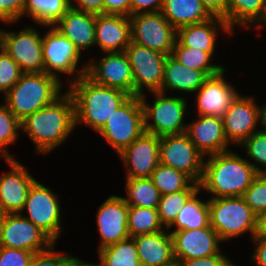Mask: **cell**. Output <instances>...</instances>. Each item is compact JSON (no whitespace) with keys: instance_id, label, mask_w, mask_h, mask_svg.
Returning a JSON list of instances; mask_svg holds the SVG:
<instances>
[{"instance_id":"cell-1","label":"cell","mask_w":266,"mask_h":266,"mask_svg":"<svg viewBox=\"0 0 266 266\" xmlns=\"http://www.w3.org/2000/svg\"><path fill=\"white\" fill-rule=\"evenodd\" d=\"M21 130L31 139L36 154H49L61 146L76 129L72 96L66 91L52 104L20 121Z\"/></svg>"},{"instance_id":"cell-2","label":"cell","mask_w":266,"mask_h":266,"mask_svg":"<svg viewBox=\"0 0 266 266\" xmlns=\"http://www.w3.org/2000/svg\"><path fill=\"white\" fill-rule=\"evenodd\" d=\"M257 175L247 157L245 159L231 149L206 158L200 189L211 193L210 198L239 197Z\"/></svg>"},{"instance_id":"cell-3","label":"cell","mask_w":266,"mask_h":266,"mask_svg":"<svg viewBox=\"0 0 266 266\" xmlns=\"http://www.w3.org/2000/svg\"><path fill=\"white\" fill-rule=\"evenodd\" d=\"M66 90L73 98L75 127L80 123L98 132L114 111L130 95L126 92L94 83L86 75L71 82Z\"/></svg>"},{"instance_id":"cell-4","label":"cell","mask_w":266,"mask_h":266,"mask_svg":"<svg viewBox=\"0 0 266 266\" xmlns=\"http://www.w3.org/2000/svg\"><path fill=\"white\" fill-rule=\"evenodd\" d=\"M62 82L45 72L23 73L19 81L3 96V103L22 121L59 98L63 93Z\"/></svg>"},{"instance_id":"cell-5","label":"cell","mask_w":266,"mask_h":266,"mask_svg":"<svg viewBox=\"0 0 266 266\" xmlns=\"http://www.w3.org/2000/svg\"><path fill=\"white\" fill-rule=\"evenodd\" d=\"M208 205L210 226L223 242L248 232L255 236L257 215L242 196L209 198Z\"/></svg>"},{"instance_id":"cell-6","label":"cell","mask_w":266,"mask_h":266,"mask_svg":"<svg viewBox=\"0 0 266 266\" xmlns=\"http://www.w3.org/2000/svg\"><path fill=\"white\" fill-rule=\"evenodd\" d=\"M154 100L148 104L145 94L140 95L144 110L145 132L158 137L186 133L187 98L151 92ZM152 120V121H151Z\"/></svg>"},{"instance_id":"cell-7","label":"cell","mask_w":266,"mask_h":266,"mask_svg":"<svg viewBox=\"0 0 266 266\" xmlns=\"http://www.w3.org/2000/svg\"><path fill=\"white\" fill-rule=\"evenodd\" d=\"M144 132L142 101L134 95L114 111L97 133L119 154Z\"/></svg>"},{"instance_id":"cell-8","label":"cell","mask_w":266,"mask_h":266,"mask_svg":"<svg viewBox=\"0 0 266 266\" xmlns=\"http://www.w3.org/2000/svg\"><path fill=\"white\" fill-rule=\"evenodd\" d=\"M45 28L50 29L42 36L45 73L56 77L60 81V75L67 74L71 76V78L67 77V84L85 75L87 62L78 67L82 54L76 46L54 26H45Z\"/></svg>"},{"instance_id":"cell-9","label":"cell","mask_w":266,"mask_h":266,"mask_svg":"<svg viewBox=\"0 0 266 266\" xmlns=\"http://www.w3.org/2000/svg\"><path fill=\"white\" fill-rule=\"evenodd\" d=\"M37 179L29 188L21 215L42 230L55 244L62 234L61 204L58 195ZM27 215L24 216L23 212Z\"/></svg>"},{"instance_id":"cell-10","label":"cell","mask_w":266,"mask_h":266,"mask_svg":"<svg viewBox=\"0 0 266 266\" xmlns=\"http://www.w3.org/2000/svg\"><path fill=\"white\" fill-rule=\"evenodd\" d=\"M42 35L30 25L18 32L0 29V47L23 73H43Z\"/></svg>"},{"instance_id":"cell-11","label":"cell","mask_w":266,"mask_h":266,"mask_svg":"<svg viewBox=\"0 0 266 266\" xmlns=\"http://www.w3.org/2000/svg\"><path fill=\"white\" fill-rule=\"evenodd\" d=\"M132 42L171 55L177 30L161 12L139 13L129 17Z\"/></svg>"},{"instance_id":"cell-12","label":"cell","mask_w":266,"mask_h":266,"mask_svg":"<svg viewBox=\"0 0 266 266\" xmlns=\"http://www.w3.org/2000/svg\"><path fill=\"white\" fill-rule=\"evenodd\" d=\"M159 158L161 164L185 173L200 184L205 156L186 133L160 137Z\"/></svg>"},{"instance_id":"cell-13","label":"cell","mask_w":266,"mask_h":266,"mask_svg":"<svg viewBox=\"0 0 266 266\" xmlns=\"http://www.w3.org/2000/svg\"><path fill=\"white\" fill-rule=\"evenodd\" d=\"M134 82V95L158 92L163 82L167 55L132 42L126 47Z\"/></svg>"},{"instance_id":"cell-14","label":"cell","mask_w":266,"mask_h":266,"mask_svg":"<svg viewBox=\"0 0 266 266\" xmlns=\"http://www.w3.org/2000/svg\"><path fill=\"white\" fill-rule=\"evenodd\" d=\"M104 54L99 62L88 60L85 75L96 84L120 89L134 96L133 73L126 52Z\"/></svg>"},{"instance_id":"cell-15","label":"cell","mask_w":266,"mask_h":266,"mask_svg":"<svg viewBox=\"0 0 266 266\" xmlns=\"http://www.w3.org/2000/svg\"><path fill=\"white\" fill-rule=\"evenodd\" d=\"M54 242L20 213L5 214L0 246L33 252L47 250Z\"/></svg>"},{"instance_id":"cell-16","label":"cell","mask_w":266,"mask_h":266,"mask_svg":"<svg viewBox=\"0 0 266 266\" xmlns=\"http://www.w3.org/2000/svg\"><path fill=\"white\" fill-rule=\"evenodd\" d=\"M255 101L253 96L239 94L226 110L222 119L224 133L230 144L239 146L260 130L259 105Z\"/></svg>"},{"instance_id":"cell-17","label":"cell","mask_w":266,"mask_h":266,"mask_svg":"<svg viewBox=\"0 0 266 266\" xmlns=\"http://www.w3.org/2000/svg\"><path fill=\"white\" fill-rule=\"evenodd\" d=\"M159 149L160 137L144 132L119 153L127 171L126 178H151L160 163Z\"/></svg>"},{"instance_id":"cell-18","label":"cell","mask_w":266,"mask_h":266,"mask_svg":"<svg viewBox=\"0 0 266 266\" xmlns=\"http://www.w3.org/2000/svg\"><path fill=\"white\" fill-rule=\"evenodd\" d=\"M3 160L10 170L0 175V210L5 214L21 213L29 188L36 179L15 158Z\"/></svg>"},{"instance_id":"cell-19","label":"cell","mask_w":266,"mask_h":266,"mask_svg":"<svg viewBox=\"0 0 266 266\" xmlns=\"http://www.w3.org/2000/svg\"><path fill=\"white\" fill-rule=\"evenodd\" d=\"M127 217L128 205L121 196L110 195L98 207L96 223L100 243L97 251L129 238Z\"/></svg>"},{"instance_id":"cell-20","label":"cell","mask_w":266,"mask_h":266,"mask_svg":"<svg viewBox=\"0 0 266 266\" xmlns=\"http://www.w3.org/2000/svg\"><path fill=\"white\" fill-rule=\"evenodd\" d=\"M175 260L198 259L219 254L223 241L211 227L171 233Z\"/></svg>"},{"instance_id":"cell-21","label":"cell","mask_w":266,"mask_h":266,"mask_svg":"<svg viewBox=\"0 0 266 266\" xmlns=\"http://www.w3.org/2000/svg\"><path fill=\"white\" fill-rule=\"evenodd\" d=\"M226 68L208 77L194 93L196 95L197 115L223 117L230 104L239 95L238 90L224 78Z\"/></svg>"},{"instance_id":"cell-22","label":"cell","mask_w":266,"mask_h":266,"mask_svg":"<svg viewBox=\"0 0 266 266\" xmlns=\"http://www.w3.org/2000/svg\"><path fill=\"white\" fill-rule=\"evenodd\" d=\"M187 123L186 134L196 148L206 157L229 151L231 145L224 133L223 119L217 116L197 115Z\"/></svg>"},{"instance_id":"cell-23","label":"cell","mask_w":266,"mask_h":266,"mask_svg":"<svg viewBox=\"0 0 266 266\" xmlns=\"http://www.w3.org/2000/svg\"><path fill=\"white\" fill-rule=\"evenodd\" d=\"M131 41L128 16L96 15L95 46L100 47L102 53L123 52Z\"/></svg>"},{"instance_id":"cell-24","label":"cell","mask_w":266,"mask_h":266,"mask_svg":"<svg viewBox=\"0 0 266 266\" xmlns=\"http://www.w3.org/2000/svg\"><path fill=\"white\" fill-rule=\"evenodd\" d=\"M219 30L225 35L234 34L222 18L213 17L206 22L178 28L176 40L183 46L214 53L217 51L216 41Z\"/></svg>"},{"instance_id":"cell-25","label":"cell","mask_w":266,"mask_h":266,"mask_svg":"<svg viewBox=\"0 0 266 266\" xmlns=\"http://www.w3.org/2000/svg\"><path fill=\"white\" fill-rule=\"evenodd\" d=\"M132 238L137 247L141 266H175L173 239L166 229Z\"/></svg>"},{"instance_id":"cell-26","label":"cell","mask_w":266,"mask_h":266,"mask_svg":"<svg viewBox=\"0 0 266 266\" xmlns=\"http://www.w3.org/2000/svg\"><path fill=\"white\" fill-rule=\"evenodd\" d=\"M96 14L70 8L54 27L66 36L82 54L95 46Z\"/></svg>"},{"instance_id":"cell-27","label":"cell","mask_w":266,"mask_h":266,"mask_svg":"<svg viewBox=\"0 0 266 266\" xmlns=\"http://www.w3.org/2000/svg\"><path fill=\"white\" fill-rule=\"evenodd\" d=\"M208 76L200 70L185 67L172 55H167L161 89L158 92H182L181 94H194L204 83ZM184 92V93H183Z\"/></svg>"},{"instance_id":"cell-28","label":"cell","mask_w":266,"mask_h":266,"mask_svg":"<svg viewBox=\"0 0 266 266\" xmlns=\"http://www.w3.org/2000/svg\"><path fill=\"white\" fill-rule=\"evenodd\" d=\"M226 23L233 33L236 26L266 29V0H227Z\"/></svg>"},{"instance_id":"cell-29","label":"cell","mask_w":266,"mask_h":266,"mask_svg":"<svg viewBox=\"0 0 266 266\" xmlns=\"http://www.w3.org/2000/svg\"><path fill=\"white\" fill-rule=\"evenodd\" d=\"M161 13L176 30L213 18L201 0H164Z\"/></svg>"},{"instance_id":"cell-30","label":"cell","mask_w":266,"mask_h":266,"mask_svg":"<svg viewBox=\"0 0 266 266\" xmlns=\"http://www.w3.org/2000/svg\"><path fill=\"white\" fill-rule=\"evenodd\" d=\"M200 191L202 190L198 189L181 208L174 222L167 228V230L170 231V229L175 226V229L170 231V233L210 226L209 198L205 201H201L199 199L200 197H198Z\"/></svg>"},{"instance_id":"cell-31","label":"cell","mask_w":266,"mask_h":266,"mask_svg":"<svg viewBox=\"0 0 266 266\" xmlns=\"http://www.w3.org/2000/svg\"><path fill=\"white\" fill-rule=\"evenodd\" d=\"M70 8V0H25L24 16L44 28L54 26Z\"/></svg>"},{"instance_id":"cell-32","label":"cell","mask_w":266,"mask_h":266,"mask_svg":"<svg viewBox=\"0 0 266 266\" xmlns=\"http://www.w3.org/2000/svg\"><path fill=\"white\" fill-rule=\"evenodd\" d=\"M126 196L128 206L157 209L161 194L150 178H126Z\"/></svg>"},{"instance_id":"cell-33","label":"cell","mask_w":266,"mask_h":266,"mask_svg":"<svg viewBox=\"0 0 266 266\" xmlns=\"http://www.w3.org/2000/svg\"><path fill=\"white\" fill-rule=\"evenodd\" d=\"M171 55L185 67L203 71L208 77L214 76L225 69V66L213 64L212 56L215 55L214 53L183 46L177 40Z\"/></svg>"},{"instance_id":"cell-34","label":"cell","mask_w":266,"mask_h":266,"mask_svg":"<svg viewBox=\"0 0 266 266\" xmlns=\"http://www.w3.org/2000/svg\"><path fill=\"white\" fill-rule=\"evenodd\" d=\"M102 266H141L132 237L98 250Z\"/></svg>"},{"instance_id":"cell-35","label":"cell","mask_w":266,"mask_h":266,"mask_svg":"<svg viewBox=\"0 0 266 266\" xmlns=\"http://www.w3.org/2000/svg\"><path fill=\"white\" fill-rule=\"evenodd\" d=\"M127 226L129 237L166 229L160 223L157 209L136 206H128Z\"/></svg>"},{"instance_id":"cell-36","label":"cell","mask_w":266,"mask_h":266,"mask_svg":"<svg viewBox=\"0 0 266 266\" xmlns=\"http://www.w3.org/2000/svg\"><path fill=\"white\" fill-rule=\"evenodd\" d=\"M150 179L161 195L185 190L194 182L185 173L161 163L152 172Z\"/></svg>"},{"instance_id":"cell-37","label":"cell","mask_w":266,"mask_h":266,"mask_svg":"<svg viewBox=\"0 0 266 266\" xmlns=\"http://www.w3.org/2000/svg\"><path fill=\"white\" fill-rule=\"evenodd\" d=\"M200 189V184L193 182L187 189L161 195L158 205V217L164 228H168L176 219L187 200Z\"/></svg>"},{"instance_id":"cell-38","label":"cell","mask_w":266,"mask_h":266,"mask_svg":"<svg viewBox=\"0 0 266 266\" xmlns=\"http://www.w3.org/2000/svg\"><path fill=\"white\" fill-rule=\"evenodd\" d=\"M2 104L0 105V157L15 158L7 147L17 141L21 124L9 108L4 103Z\"/></svg>"},{"instance_id":"cell-39","label":"cell","mask_w":266,"mask_h":266,"mask_svg":"<svg viewBox=\"0 0 266 266\" xmlns=\"http://www.w3.org/2000/svg\"><path fill=\"white\" fill-rule=\"evenodd\" d=\"M239 146V148H245V153L249 157L247 161L254 167L256 172L258 174H266V132L257 131ZM251 160L253 161L251 162Z\"/></svg>"},{"instance_id":"cell-40","label":"cell","mask_w":266,"mask_h":266,"mask_svg":"<svg viewBox=\"0 0 266 266\" xmlns=\"http://www.w3.org/2000/svg\"><path fill=\"white\" fill-rule=\"evenodd\" d=\"M23 72L17 63L0 47V94L4 96L20 79Z\"/></svg>"},{"instance_id":"cell-41","label":"cell","mask_w":266,"mask_h":266,"mask_svg":"<svg viewBox=\"0 0 266 266\" xmlns=\"http://www.w3.org/2000/svg\"><path fill=\"white\" fill-rule=\"evenodd\" d=\"M242 197L256 215L266 211V174H258Z\"/></svg>"},{"instance_id":"cell-42","label":"cell","mask_w":266,"mask_h":266,"mask_svg":"<svg viewBox=\"0 0 266 266\" xmlns=\"http://www.w3.org/2000/svg\"><path fill=\"white\" fill-rule=\"evenodd\" d=\"M55 247L54 243L47 250L35 253L28 266H68L72 256L65 252L55 251Z\"/></svg>"},{"instance_id":"cell-43","label":"cell","mask_w":266,"mask_h":266,"mask_svg":"<svg viewBox=\"0 0 266 266\" xmlns=\"http://www.w3.org/2000/svg\"><path fill=\"white\" fill-rule=\"evenodd\" d=\"M25 0H0V21L4 24L17 23L24 16Z\"/></svg>"},{"instance_id":"cell-44","label":"cell","mask_w":266,"mask_h":266,"mask_svg":"<svg viewBox=\"0 0 266 266\" xmlns=\"http://www.w3.org/2000/svg\"><path fill=\"white\" fill-rule=\"evenodd\" d=\"M33 252L0 246V266H28Z\"/></svg>"},{"instance_id":"cell-45","label":"cell","mask_w":266,"mask_h":266,"mask_svg":"<svg viewBox=\"0 0 266 266\" xmlns=\"http://www.w3.org/2000/svg\"><path fill=\"white\" fill-rule=\"evenodd\" d=\"M175 262L176 266H231L234 263L223 252L198 259L175 260Z\"/></svg>"},{"instance_id":"cell-46","label":"cell","mask_w":266,"mask_h":266,"mask_svg":"<svg viewBox=\"0 0 266 266\" xmlns=\"http://www.w3.org/2000/svg\"><path fill=\"white\" fill-rule=\"evenodd\" d=\"M104 14L131 16L130 0H103Z\"/></svg>"},{"instance_id":"cell-47","label":"cell","mask_w":266,"mask_h":266,"mask_svg":"<svg viewBox=\"0 0 266 266\" xmlns=\"http://www.w3.org/2000/svg\"><path fill=\"white\" fill-rule=\"evenodd\" d=\"M131 15L149 12H161L164 0H130Z\"/></svg>"},{"instance_id":"cell-48","label":"cell","mask_w":266,"mask_h":266,"mask_svg":"<svg viewBox=\"0 0 266 266\" xmlns=\"http://www.w3.org/2000/svg\"><path fill=\"white\" fill-rule=\"evenodd\" d=\"M70 7L78 11L96 15L104 14L103 0H70Z\"/></svg>"},{"instance_id":"cell-49","label":"cell","mask_w":266,"mask_h":266,"mask_svg":"<svg viewBox=\"0 0 266 266\" xmlns=\"http://www.w3.org/2000/svg\"><path fill=\"white\" fill-rule=\"evenodd\" d=\"M252 242L256 245L251 255L255 266H266V238L254 236Z\"/></svg>"},{"instance_id":"cell-50","label":"cell","mask_w":266,"mask_h":266,"mask_svg":"<svg viewBox=\"0 0 266 266\" xmlns=\"http://www.w3.org/2000/svg\"><path fill=\"white\" fill-rule=\"evenodd\" d=\"M201 2L213 17L222 18L226 22L227 0H201Z\"/></svg>"},{"instance_id":"cell-51","label":"cell","mask_w":266,"mask_h":266,"mask_svg":"<svg viewBox=\"0 0 266 266\" xmlns=\"http://www.w3.org/2000/svg\"><path fill=\"white\" fill-rule=\"evenodd\" d=\"M255 236L266 238V211L257 215Z\"/></svg>"},{"instance_id":"cell-52","label":"cell","mask_w":266,"mask_h":266,"mask_svg":"<svg viewBox=\"0 0 266 266\" xmlns=\"http://www.w3.org/2000/svg\"><path fill=\"white\" fill-rule=\"evenodd\" d=\"M68 266H102V263L100 261L99 264L88 261L85 262L84 260H81V258L79 259L78 257L72 256Z\"/></svg>"},{"instance_id":"cell-53","label":"cell","mask_w":266,"mask_h":266,"mask_svg":"<svg viewBox=\"0 0 266 266\" xmlns=\"http://www.w3.org/2000/svg\"><path fill=\"white\" fill-rule=\"evenodd\" d=\"M258 108H259V125L262 126L260 127V130L266 132V103L261 106H258Z\"/></svg>"},{"instance_id":"cell-54","label":"cell","mask_w":266,"mask_h":266,"mask_svg":"<svg viewBox=\"0 0 266 266\" xmlns=\"http://www.w3.org/2000/svg\"><path fill=\"white\" fill-rule=\"evenodd\" d=\"M5 213L0 210V235H1V229H2V224L4 221Z\"/></svg>"}]
</instances>
